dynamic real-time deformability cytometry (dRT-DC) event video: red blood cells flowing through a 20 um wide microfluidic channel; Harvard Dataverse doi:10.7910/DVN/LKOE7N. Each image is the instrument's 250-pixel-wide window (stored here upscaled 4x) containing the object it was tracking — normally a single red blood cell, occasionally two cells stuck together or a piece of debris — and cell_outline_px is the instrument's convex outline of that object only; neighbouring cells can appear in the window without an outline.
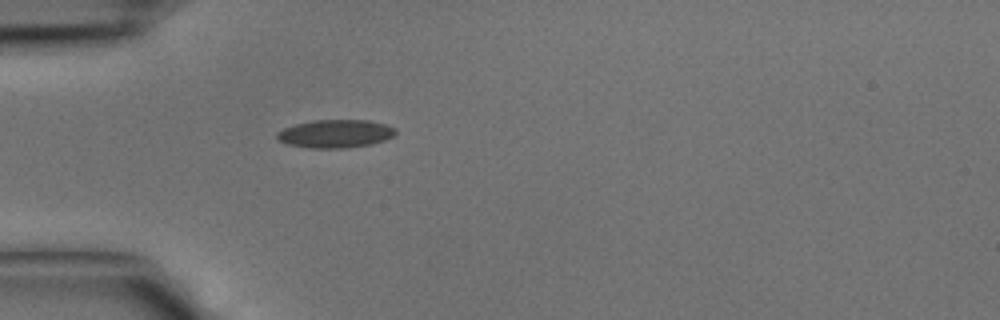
{"species": "common noctule bat (a hibernating species)", "species_latin": "Nyctalus noctula", "temperature_condition": "cold", "stored_images_in_passage": 25, "camera_frame_rate_fps": 3000, "um_per_image_px": 0.085, "animal": {"sex": "male", "body_mass_g": 15.6}, "frame": {"image": 1, "passage_image": 1, "time_ms": 0.0, "image_size_px": [1000, 320], "cell_outline_px": [[396, 132], [392, 136], [384, 140], [372, 144], [344, 148], [312, 148], [288, 144], [280, 140], [276, 136], [276, 132], [284, 128], [296, 124], [312, 120], [368, 120], [384, 124], [396, 128]], "centroid_in_image_um": [28.51, 11.36], "position_along_channel_um": 56.5, "area_um2": 19.31}}
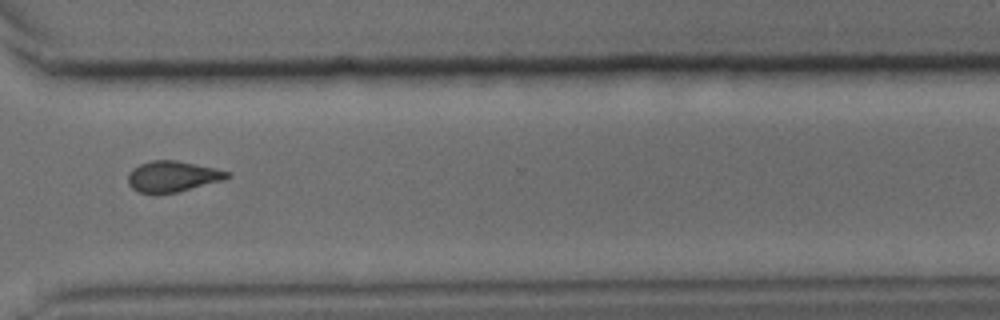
{"frame": {"image": 2, "passage_image": 20, "time_ms": 6.333, "image_size_px": [1000, 320], "cell_outline_px": [[232, 176], [224, 180], [176, 192], [140, 192], [132, 188], [128, 184], [128, 172], [132, 168], [140, 164], [152, 160], [176, 160], [196, 164], [228, 172]], "centroid_in_image_um": [14.65, 14.98], "position_along_channel_um": 356.0, "area_um2": 17.51}}
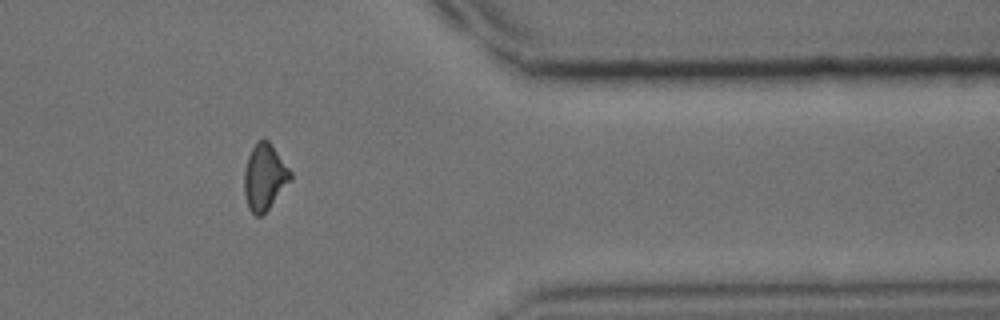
{"frame": {"image": 3, "passage_image": 23, "time_ms": 7.333, "image_size_px": [1000, 320], "cell_outline_px": [[292, 180], [268, 208], [260, 216], [256, 216], [248, 208], [244, 196], [244, 168], [248, 156], [252, 148], [260, 140], [268, 140], [292, 172]], "centroid_in_image_um": [22.48, 15.06], "position_along_channel_um": 388.9, "area_um2": 17.69}}